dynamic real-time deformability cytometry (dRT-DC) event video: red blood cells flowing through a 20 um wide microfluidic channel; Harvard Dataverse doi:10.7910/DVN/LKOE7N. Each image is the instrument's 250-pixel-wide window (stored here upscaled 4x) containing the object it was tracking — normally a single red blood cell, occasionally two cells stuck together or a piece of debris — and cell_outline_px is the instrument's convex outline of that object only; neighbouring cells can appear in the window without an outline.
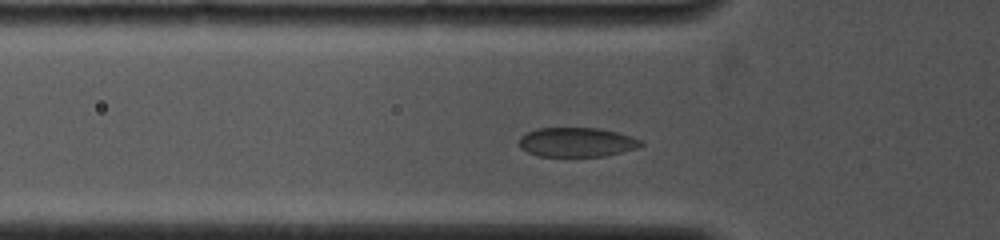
{"species": "common noctule bat (a hibernating species)", "species_latin": "Nyctalus noctula", "temperature_condition": "cold", "stored_images_in_passage": 9, "camera_frame_rate_fps": 4000, "um_per_image_px": 0.085, "animal": {"sex": "female", "body_mass_g": 19.0, "forearm_length_mm": 53.3}, "frame": {"image": 1, "passage_image": 3, "time_ms": 0.5, "image_size_px": [1000, 240], "cell_outline_px": [[644, 144], [636, 148], [604, 156], [540, 156], [528, 152], [520, 148], [520, 136], [536, 128], [600, 128], [632, 136], [644, 140]], "centroid_in_image_um": [49.05, 12.08], "position_along_channel_um": 76.8, "area_um2": 20.81}}
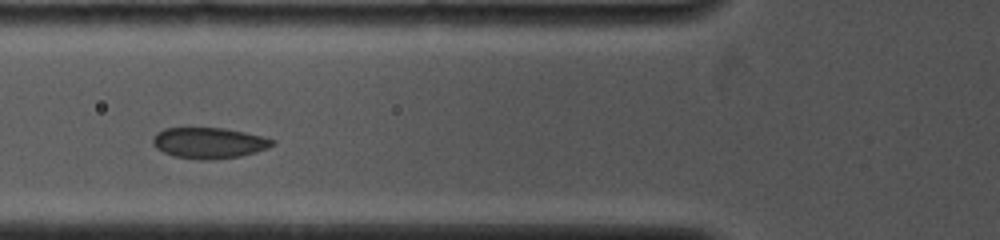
{"frame": {"image": 2, "passage_image": 6, "time_ms": 1.25, "image_size_px": [1000, 240], "cell_outline_px": [[276, 144], [268, 148], [256, 152], [240, 156], [208, 160], [204, 160], [172, 156], [156, 148], [152, 144], [152, 136], [156, 132], [164, 128], [224, 128], [244, 132], [276, 140]], "centroid_in_image_um": [17.74, 12.15], "position_along_channel_um": 108.1, "area_um2": 21.62}}
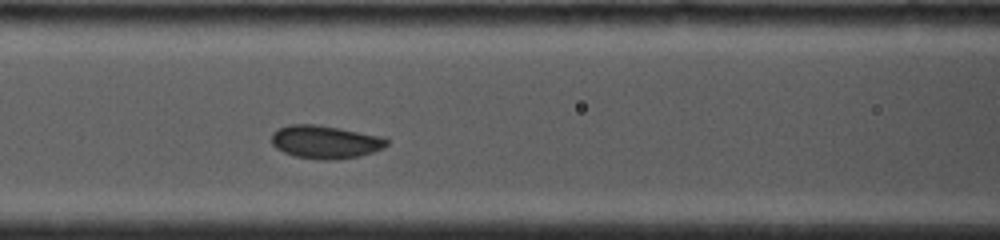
{"frame": {"image": 3, "passage_image": 9, "time_ms": 2.0, "image_size_px": [1000, 240], "cell_outline_px": [[388, 144], [384, 148], [360, 156], [332, 160], [316, 160], [296, 156], [284, 152], [276, 148], [272, 144], [272, 132], [276, 128], [288, 124], [316, 124], [340, 128], [384, 136], [388, 140]], "centroid_in_image_um": [27.65, 12.05], "position_along_channel_um": 139.0, "area_um2": 22.54}}